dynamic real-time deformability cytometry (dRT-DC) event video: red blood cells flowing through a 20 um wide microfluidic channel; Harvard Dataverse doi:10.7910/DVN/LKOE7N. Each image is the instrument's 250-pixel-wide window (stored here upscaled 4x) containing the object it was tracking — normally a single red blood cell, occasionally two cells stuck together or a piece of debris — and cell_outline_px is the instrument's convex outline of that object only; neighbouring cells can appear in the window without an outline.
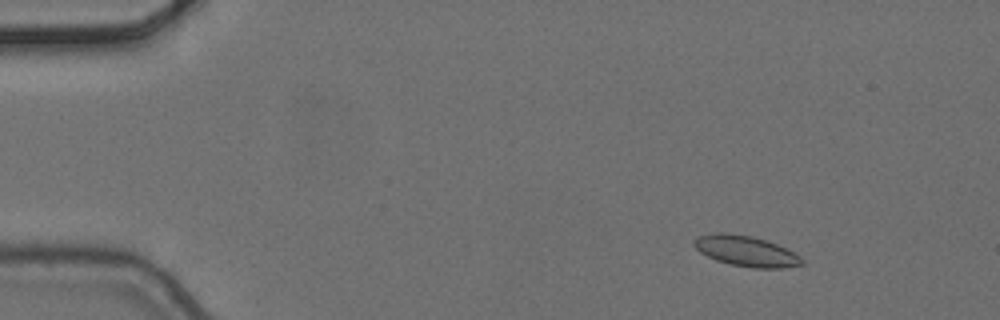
{"species": "common noctule bat (a hibernating species)", "species_latin": "Nyctalus noctula", "temperature_condition": "cold", "stored_images_in_passage": 4, "segment_of_instrument_passage": [1, 2], "camera_frame_rate_fps": 3000, "um_per_image_px": 0.085, "animal": {"sex": "female", "body_mass_g": 24.6, "forearm_length_mm": 56.2}, "frame": {"image": 1, "passage_image": 1, "time_ms": 0.0, "image_size_px": [1000, 320], "cell_outline_px": [[804, 264], [780, 268], [752, 268], [732, 264], [716, 260], [700, 252], [692, 244], [692, 240], [700, 236], [716, 232], [720, 232], [752, 236], [776, 244], [800, 256], [804, 260]], "centroid_in_image_um": [63.39, 21.34], "position_along_channel_um": 21.6, "area_um2": 18.96}}
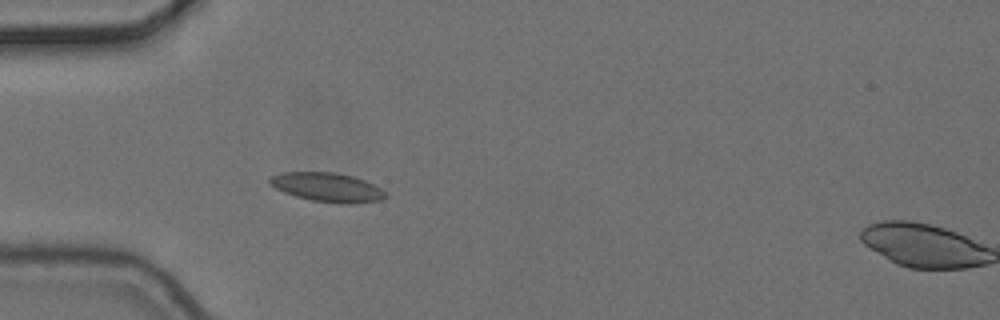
{"frame": {"image": 2, "passage_image": 3, "time_ms": 0.667, "image_size_px": [1000, 320], "cell_outline_px": [[388, 196], [380, 200], [356, 204], [340, 204], [312, 200], [296, 196], [284, 192], [276, 188], [268, 180], [272, 176], [284, 172], [332, 172], [352, 176], [364, 180], [388, 192]], "centroid_in_image_um": [27.88, 15.93], "position_along_channel_um": 57.1, "area_um2": 19.54}}